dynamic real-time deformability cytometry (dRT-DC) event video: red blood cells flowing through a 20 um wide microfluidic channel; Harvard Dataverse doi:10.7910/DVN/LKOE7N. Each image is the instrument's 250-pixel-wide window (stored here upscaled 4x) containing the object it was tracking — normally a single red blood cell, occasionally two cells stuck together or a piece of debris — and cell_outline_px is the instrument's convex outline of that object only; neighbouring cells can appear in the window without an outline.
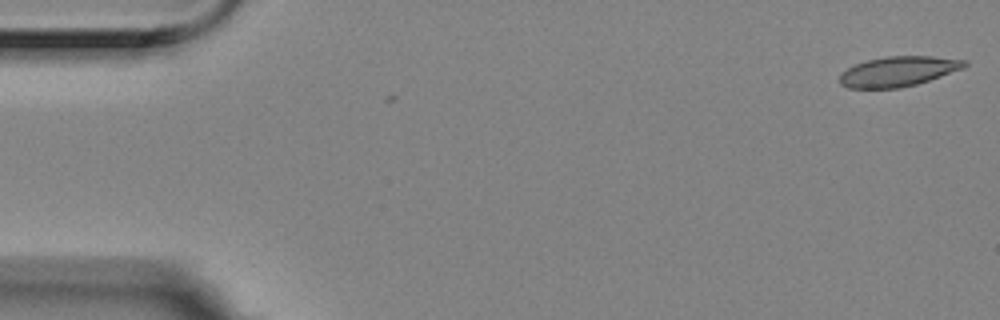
{"species": "Egyptian fruit bat (a non-hibernating species)", "species_latin": "Rousettus aegyptiacus", "temperature_condition": "room temperature", "stored_images_in_passage": 5, "camera_frame_rate_fps": 3000, "um_per_image_px": 0.085, "animal": {"sex": "female"}, "frame": {"image": 1, "passage_image": 1, "time_ms": 0.0, "image_size_px": [1000, 320], "cell_outline_px": [[968, 64], [964, 68], [916, 84], [900, 88], [848, 88], [840, 84], [840, 72], [856, 64], [868, 60], [884, 56], [932, 56], [968, 60]], "centroid_in_image_um": [76.35, 6.06], "position_along_channel_um": 8.6, "area_um2": 21.79}}
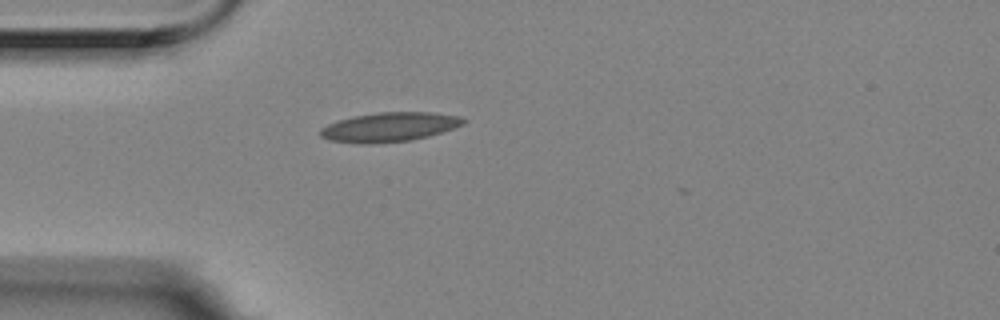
{"frame": {"image": 2, "passage_image": 5, "time_ms": 1.333, "image_size_px": [1000, 320], "cell_outline_px": [[468, 120], [464, 124], [428, 136], [412, 140], [368, 144], [364, 144], [328, 140], [320, 136], [320, 128], [336, 120], [352, 116], [380, 112], [432, 112], [460, 116]], "centroid_in_image_um": [33.08, 10.79], "position_along_channel_um": 51.9, "area_um2": 24.51}}